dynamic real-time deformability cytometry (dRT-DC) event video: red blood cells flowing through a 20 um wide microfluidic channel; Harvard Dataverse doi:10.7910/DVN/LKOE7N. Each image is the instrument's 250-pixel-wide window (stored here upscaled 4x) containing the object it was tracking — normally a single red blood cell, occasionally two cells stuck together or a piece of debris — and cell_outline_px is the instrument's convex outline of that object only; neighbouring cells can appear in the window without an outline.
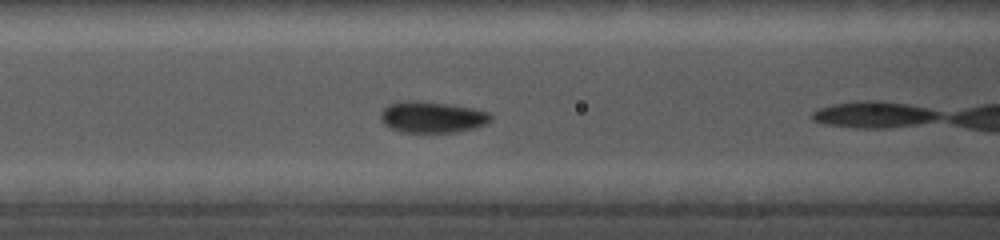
{"species": "common noctule bat (a hibernating species)", "species_latin": "Nyctalus noctula", "temperature_condition": "cold", "stored_images_in_passage": 11, "camera_frame_rate_fps": 5000, "um_per_image_px": 0.085, "animal": {"sex": "female", "body_mass_g": 19.0, "forearm_length_mm": 56.7}, "frame": {"image": 1, "passage_image": 7, "time_ms": 2.2, "image_size_px": [1000, 240], "cell_outline_px": [[492, 120], [476, 128], [456, 132], [400, 132], [384, 124], [380, 120], [380, 112], [388, 104], [412, 100], [444, 104], [472, 108], [488, 112], [492, 116]], "centroid_in_image_um": [36.72, 9.97], "position_along_channel_um": 129.9, "area_um2": 19.88}}